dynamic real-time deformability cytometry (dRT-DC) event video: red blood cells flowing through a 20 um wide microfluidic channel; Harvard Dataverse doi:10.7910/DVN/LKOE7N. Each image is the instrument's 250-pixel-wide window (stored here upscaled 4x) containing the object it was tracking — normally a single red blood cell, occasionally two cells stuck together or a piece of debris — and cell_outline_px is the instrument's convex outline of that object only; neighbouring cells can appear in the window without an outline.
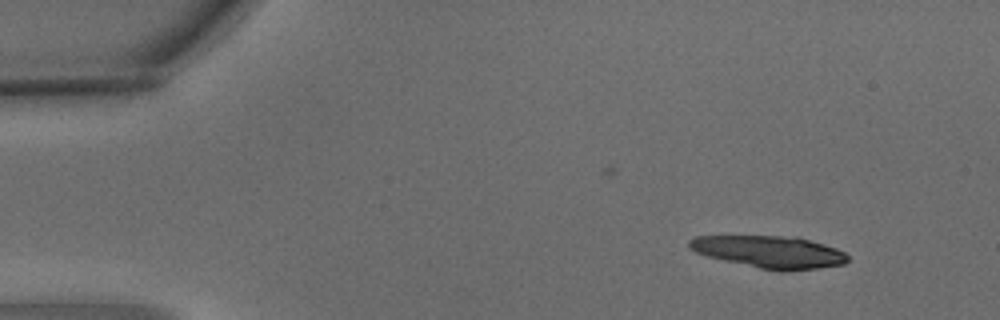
{"species": "common noctule bat (a hibernating species)", "species_latin": "Nyctalus noctula", "temperature_condition": "warm", "stored_images_in_passage": 5, "camera_frame_rate_fps": 3000, "um_per_image_px": 0.085, "animal": {"sex": "male", "body_mass_g": 15.6}, "frame": {"image": 1, "passage_image": 1, "time_ms": 0.0, "image_size_px": [1000, 320], "cell_outline_px": [[848, 260], [844, 264], [788, 272], [780, 272], [760, 268], [724, 260], [708, 256], [696, 252], [688, 248], [688, 240], [696, 236], [796, 236], [824, 244], [836, 248], [844, 252], [848, 256]], "centroid_in_image_um": [65.42, 21.41], "position_along_channel_um": 19.6, "area_um2": 29.77}}